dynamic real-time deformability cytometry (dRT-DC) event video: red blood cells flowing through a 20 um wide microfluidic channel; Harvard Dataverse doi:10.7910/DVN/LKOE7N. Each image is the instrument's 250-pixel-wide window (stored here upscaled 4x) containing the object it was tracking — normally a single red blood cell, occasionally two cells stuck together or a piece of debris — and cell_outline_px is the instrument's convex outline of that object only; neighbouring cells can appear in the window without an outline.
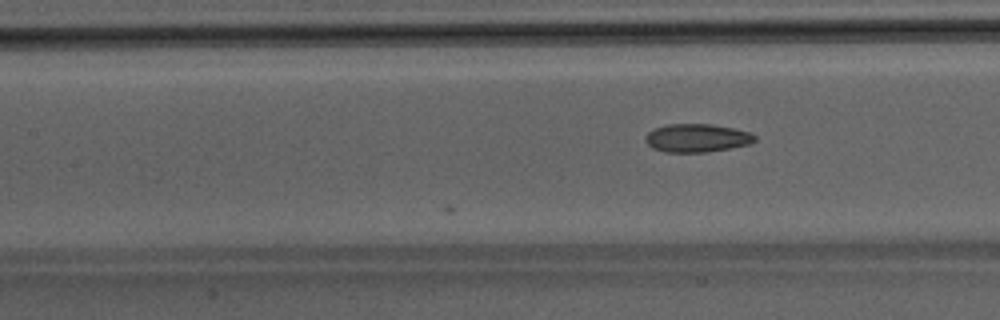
{"species": "Egyptian fruit bat (a non-hibernating species)", "species_latin": "Rousettus aegyptiacus", "temperature_condition": "room temperature", "stored_images_in_passage": 20, "camera_frame_rate_fps": 3000, "um_per_image_px": 0.085, "animal": {"sex": "male"}, "frame": {"image": 1, "passage_image": 20, "time_ms": 6.333, "image_size_px": [1000, 320], "cell_outline_px": [[756, 140], [748, 144], [728, 148], [704, 152], [664, 152], [652, 148], [644, 140], [644, 136], [648, 132], [656, 128], [668, 124], [712, 124], [732, 128], [748, 132], [756, 136]], "centroid_in_image_um": [59.19, 11.73], "position_along_channel_um": 148.2, "area_um2": 17.86}}